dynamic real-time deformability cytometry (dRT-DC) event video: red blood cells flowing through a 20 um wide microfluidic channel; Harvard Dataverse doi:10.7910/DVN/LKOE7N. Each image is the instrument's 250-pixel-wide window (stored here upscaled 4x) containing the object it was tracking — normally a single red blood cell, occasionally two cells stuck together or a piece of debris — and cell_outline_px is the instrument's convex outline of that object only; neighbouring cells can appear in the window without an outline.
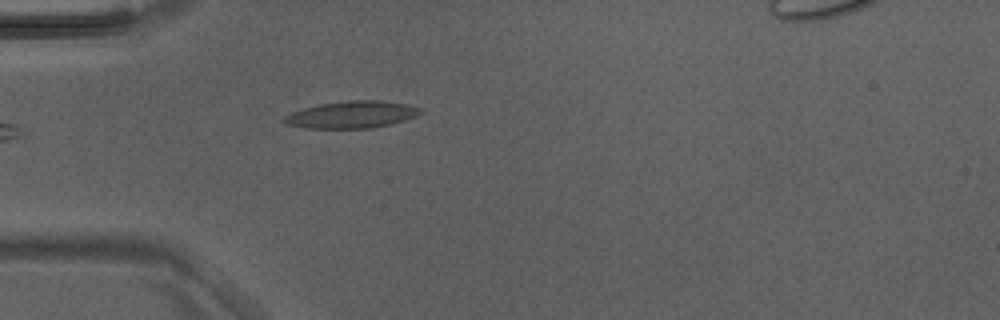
{"species": "Egyptian fruit bat (a non-hibernating species)", "species_latin": "Rousettus aegyptiacus", "temperature_condition": "room temperature", "stored_images_in_passage": 3, "camera_frame_rate_fps": 3000, "um_per_image_px": 0.085, "animal": {"sex": "male"}, "frame": {"image": 1, "passage_image": 3, "time_ms": 0.667, "image_size_px": [1000, 320], "cell_outline_px": [[424, 112], [416, 116], [404, 120], [388, 124], [368, 128], [304, 128], [288, 124], [284, 120], [284, 116], [292, 112], [304, 108], [320, 104], [348, 100], [380, 100], [408, 104], [420, 108]], "centroid_in_image_um": [29.92, 9.73], "position_along_channel_um": 55.1, "area_um2": 21.27}}